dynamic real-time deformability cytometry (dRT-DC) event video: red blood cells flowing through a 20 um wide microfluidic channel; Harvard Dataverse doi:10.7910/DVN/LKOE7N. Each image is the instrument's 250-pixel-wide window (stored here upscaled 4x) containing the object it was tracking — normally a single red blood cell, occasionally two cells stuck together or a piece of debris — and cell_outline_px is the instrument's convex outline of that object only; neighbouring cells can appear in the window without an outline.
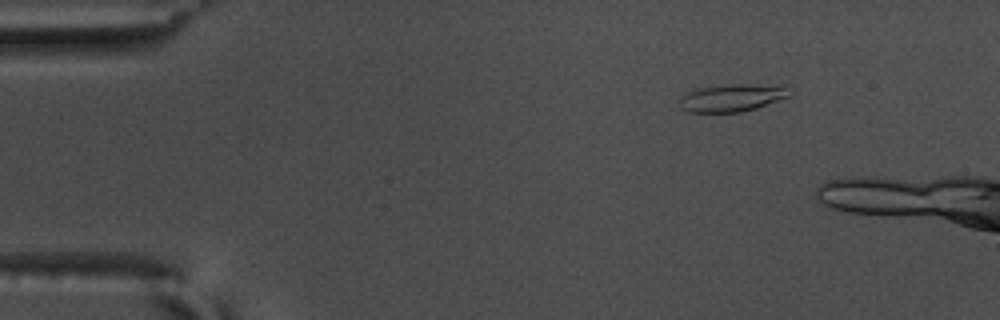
{"species": "common noctule bat (a hibernating species)", "species_latin": "Nyctalus noctula", "temperature_condition": "warm", "stored_images_in_passage": 8, "camera_frame_rate_fps": 3000, "um_per_image_px": 0.085, "animal": {"sex": "male", "body_mass_g": 17.5, "forearm_length_mm": 52.3}, "frame": {"image": 1, "passage_image": 1, "time_ms": 0.0, "image_size_px": [1000, 320], "cell_outline_px": [[792, 96], [756, 108], [740, 112], [688, 112], [680, 108], [680, 96], [692, 88], [720, 84], [784, 84], [792, 92]], "centroid_in_image_um": [62.24, 8.28], "position_along_channel_um": 22.8, "area_um2": 18.38}}